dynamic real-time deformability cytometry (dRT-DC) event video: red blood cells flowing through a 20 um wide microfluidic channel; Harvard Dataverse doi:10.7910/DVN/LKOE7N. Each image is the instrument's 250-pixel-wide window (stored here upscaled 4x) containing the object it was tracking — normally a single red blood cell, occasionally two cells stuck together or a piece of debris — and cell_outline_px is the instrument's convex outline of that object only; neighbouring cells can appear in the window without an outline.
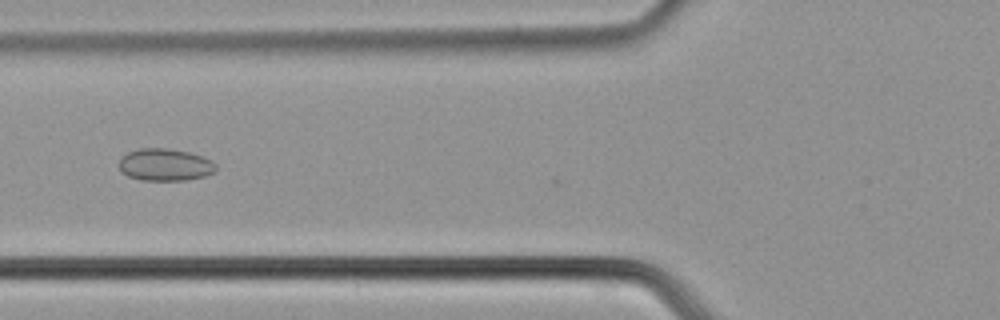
{"species": "common noctule bat (a hibernating species)", "species_latin": "Nyctalus noctula", "temperature_condition": "cold", "stored_images_in_passage": 7, "camera_frame_rate_fps": 3000, "um_per_image_px": 0.085, "animal": {"sex": "male", "body_mass_g": 21.5, "forearm_length_mm": 52.0}, "frame": {"image": 1, "passage_image": 6, "time_ms": 1.667, "image_size_px": [1000, 320], "cell_outline_px": [[216, 168], [212, 172], [204, 176], [188, 180], [140, 180], [128, 176], [120, 172], [120, 156], [128, 152], [140, 148], [168, 148], [188, 152], [212, 160], [216, 164]], "centroid_in_image_um": [14.0, 14.0], "position_along_channel_um": 111.8, "area_um2": 18.21}}